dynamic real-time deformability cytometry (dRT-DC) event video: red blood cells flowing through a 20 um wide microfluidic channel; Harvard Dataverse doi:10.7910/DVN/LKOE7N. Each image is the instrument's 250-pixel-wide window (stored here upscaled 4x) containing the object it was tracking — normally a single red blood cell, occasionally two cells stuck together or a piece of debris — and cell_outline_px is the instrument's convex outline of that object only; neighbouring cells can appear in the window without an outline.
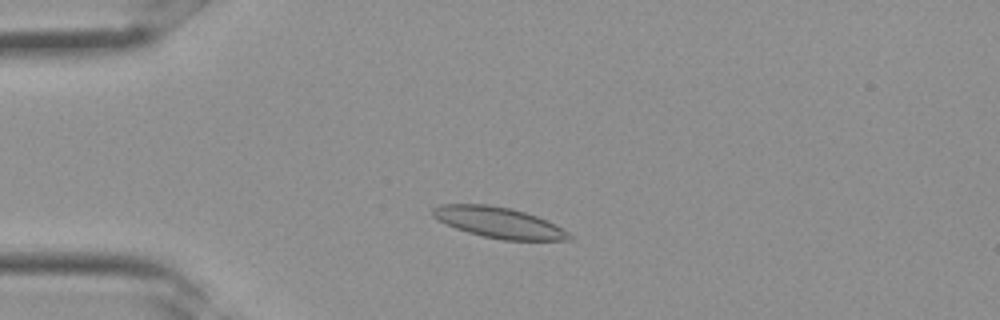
{"species": "Egyptian fruit bat (a non-hibernating species)", "species_latin": "Rousettus aegyptiacus", "temperature_condition": "room temperature", "stored_images_in_passage": 31, "camera_frame_rate_fps": 3000, "um_per_image_px": 0.085, "frame": {"image": 1, "passage_image": 6, "time_ms": 1.667, "image_size_px": [1000, 320], "cell_outline_px": [[572, 240], [504, 240], [484, 236], [468, 232], [456, 228], [432, 216], [432, 208], [440, 204], [488, 204], [512, 208], [536, 216], [568, 232], [572, 236]], "centroid_in_image_um": [42.37, 18.91], "position_along_channel_um": 42.6, "area_um2": 24.1}}
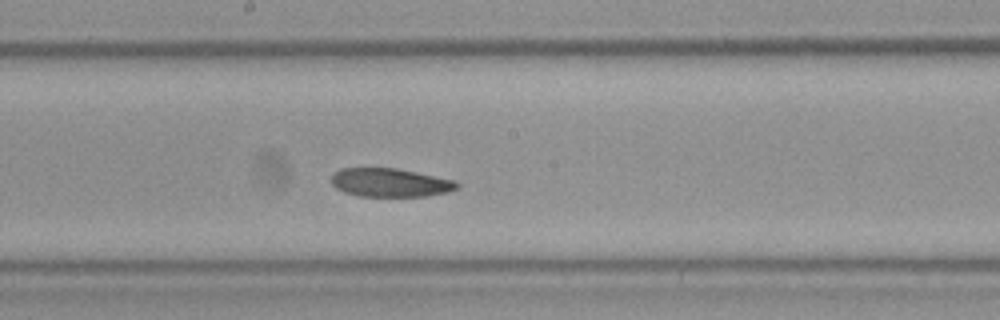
{"frame": {"image": 2, "passage_image": 16, "time_ms": 5.0, "image_size_px": [1000, 320], "cell_outline_px": [[460, 188], [448, 192], [428, 196], [360, 196], [344, 192], [336, 188], [332, 184], [332, 172], [340, 168], [396, 168], [456, 180], [460, 184]], "centroid_in_image_um": [33.19, 15.52], "position_along_channel_um": 215.0, "area_um2": 21.1}}
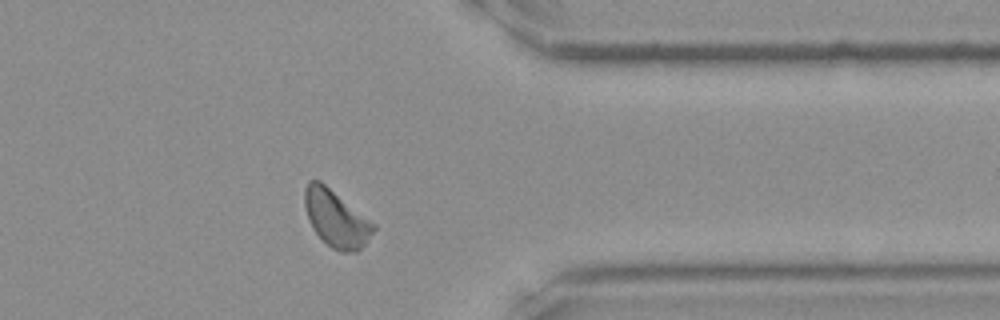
{"frame": {"image": 3, "passage_image": 25, "time_ms": 8.0, "image_size_px": [1000, 320], "cell_outline_px": [[376, 228], [364, 244], [356, 252], [340, 252], [332, 248], [312, 228], [308, 220], [304, 204], [304, 188], [308, 180], [320, 180], [376, 224]], "centroid_in_image_um": [28.55, 18.55], "position_along_channel_um": 382.8, "area_um2": 22.72}}